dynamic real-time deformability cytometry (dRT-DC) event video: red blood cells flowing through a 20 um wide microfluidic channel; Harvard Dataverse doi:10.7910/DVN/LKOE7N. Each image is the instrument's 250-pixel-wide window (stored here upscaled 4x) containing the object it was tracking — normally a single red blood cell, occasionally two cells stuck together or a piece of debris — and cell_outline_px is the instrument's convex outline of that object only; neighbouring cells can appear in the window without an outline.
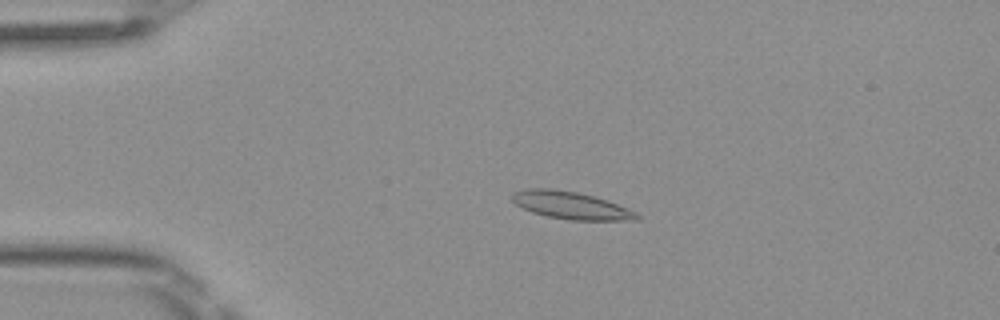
{"species": "Egyptian fruit bat (a non-hibernating species)", "species_latin": "Rousettus aegyptiacus", "temperature_condition": "room temperature", "stored_images_in_passage": 4, "camera_frame_rate_fps": 3000, "um_per_image_px": 0.085, "frame": {"image": 1, "passage_image": 3, "time_ms": 0.667, "image_size_px": [1000, 320], "cell_outline_px": [[640, 220], [572, 220], [548, 216], [532, 212], [516, 204], [512, 200], [512, 192], [528, 188], [552, 188], [576, 192], [608, 200], [628, 208], [636, 212], [640, 216]], "centroid_in_image_um": [48.55, 17.45], "position_along_channel_um": 36.5, "area_um2": 19.88}}